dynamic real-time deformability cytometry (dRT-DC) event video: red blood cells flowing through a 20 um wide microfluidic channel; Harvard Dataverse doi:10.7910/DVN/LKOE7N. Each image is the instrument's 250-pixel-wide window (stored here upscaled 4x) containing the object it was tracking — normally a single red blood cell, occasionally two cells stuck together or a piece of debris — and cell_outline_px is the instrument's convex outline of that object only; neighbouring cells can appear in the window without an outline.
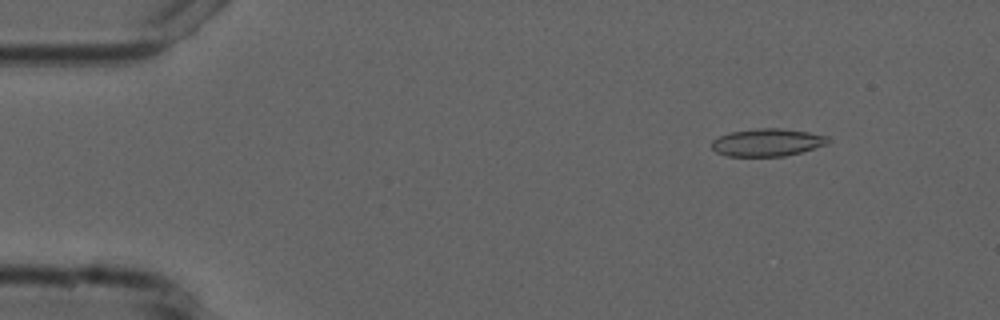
{"species": "common noctule bat (a hibernating species)", "species_latin": "Nyctalus noctula", "temperature_condition": "cold", "stored_images_in_passage": 27, "camera_frame_rate_fps": 3000, "um_per_image_px": 0.085, "animal": {"sex": "male", "forearm_length_mm": 52.5}, "frame": {"image": 1, "passage_image": 4, "time_ms": 1.0, "image_size_px": [1000, 320], "cell_outline_px": [[828, 144], [800, 152], [784, 156], [728, 156], [716, 152], [712, 148], [712, 140], [720, 136], [732, 132], [756, 128], [780, 128], [808, 132], [828, 136]], "centroid_in_image_um": [65.21, 12.1], "position_along_channel_um": 19.8, "area_um2": 18.55}}
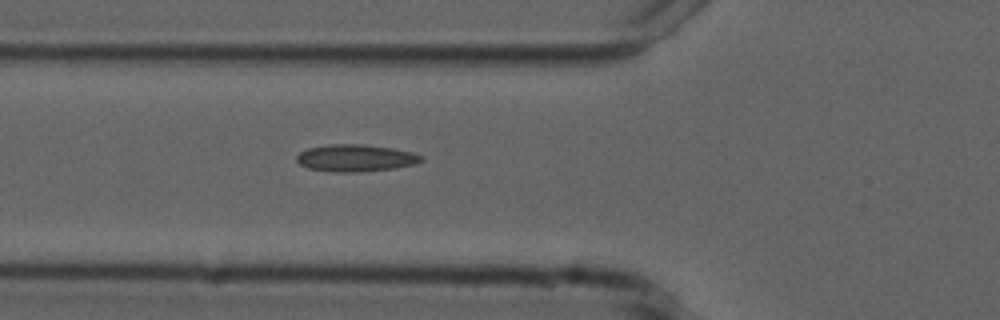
{"frame": {"image": 2, "passage_image": 17, "time_ms": 5.333, "image_size_px": [1000, 320], "cell_outline_px": [[424, 160], [412, 164], [392, 168], [364, 172], [332, 172], [308, 168], [300, 164], [296, 160], [296, 156], [300, 152], [308, 148], [332, 144], [360, 144], [392, 148], [412, 152], [424, 156]], "centroid_in_image_um": [30.21, 13.43], "position_along_channel_um": 95.6, "area_um2": 19.59}}
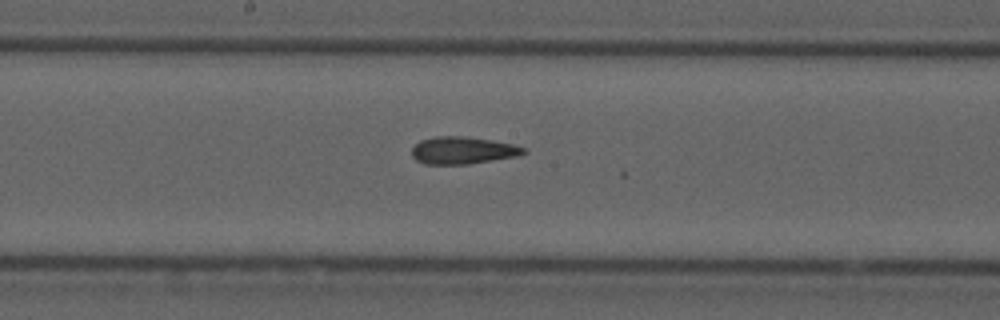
{"frame": {"image": 3, "passage_image": 26, "time_ms": 8.333, "image_size_px": [1000, 320], "cell_outline_px": [[528, 152], [516, 156], [468, 164], [424, 164], [416, 160], [412, 156], [412, 148], [420, 140], [436, 136], [464, 136], [492, 140], [512, 144], [524, 148]], "centroid_in_image_um": [39.3, 12.78], "position_along_channel_um": 208.9, "area_um2": 17.69}}